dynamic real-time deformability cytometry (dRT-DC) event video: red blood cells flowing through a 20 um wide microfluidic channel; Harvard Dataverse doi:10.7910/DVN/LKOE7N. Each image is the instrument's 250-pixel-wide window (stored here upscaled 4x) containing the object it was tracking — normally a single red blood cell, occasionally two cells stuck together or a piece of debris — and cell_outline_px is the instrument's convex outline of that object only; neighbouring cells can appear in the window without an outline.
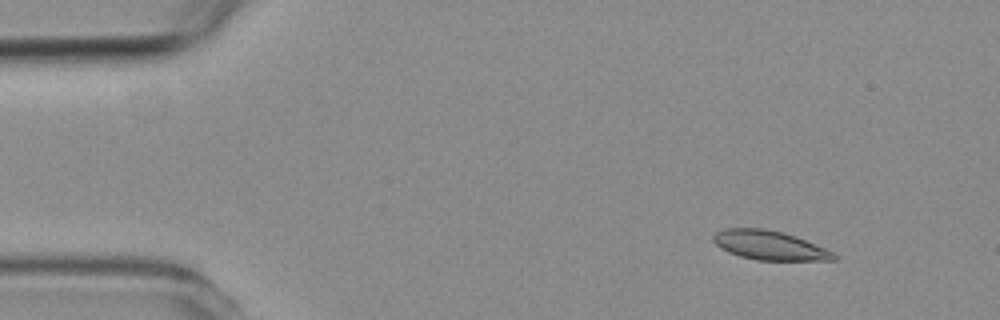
{"species": "common noctule bat (a hibernating species)", "species_latin": "Nyctalus noctula", "temperature_condition": "room temperature", "stored_images_in_passage": 4, "camera_frame_rate_fps": 3000, "um_per_image_px": 0.085, "animal": {"sex": "female", "body_mass_g": 19.3, "forearm_length_mm": 54.1}, "frame": {"image": 1, "passage_image": 1, "time_ms": 0.0, "image_size_px": [1000, 320], "cell_outline_px": [[836, 260], [756, 260], [740, 256], [728, 252], [720, 248], [712, 240], [712, 236], [716, 232], [724, 228], [764, 228], [784, 232], [796, 236], [824, 248], [832, 252], [836, 256]], "centroid_in_image_um": [65.36, 20.84], "position_along_channel_um": 19.6, "area_um2": 20.46}}
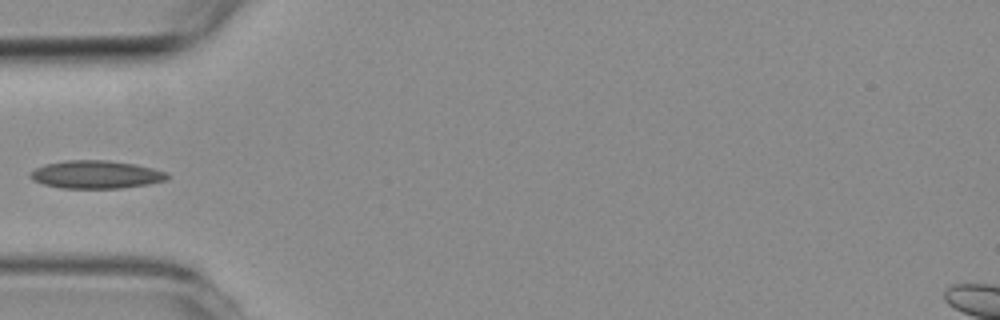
{"frame": {"image": 2, "passage_image": 4, "time_ms": 3.667, "image_size_px": [1000, 320], "cell_outline_px": [[172, 176], [168, 180], [148, 184], [120, 188], [60, 188], [44, 184], [32, 180], [28, 176], [28, 172], [44, 164], [64, 160], [108, 160], [136, 164], [168, 172]], "centroid_in_image_um": [8.17, 14.83], "position_along_channel_um": 76.8, "area_um2": 22.66}}